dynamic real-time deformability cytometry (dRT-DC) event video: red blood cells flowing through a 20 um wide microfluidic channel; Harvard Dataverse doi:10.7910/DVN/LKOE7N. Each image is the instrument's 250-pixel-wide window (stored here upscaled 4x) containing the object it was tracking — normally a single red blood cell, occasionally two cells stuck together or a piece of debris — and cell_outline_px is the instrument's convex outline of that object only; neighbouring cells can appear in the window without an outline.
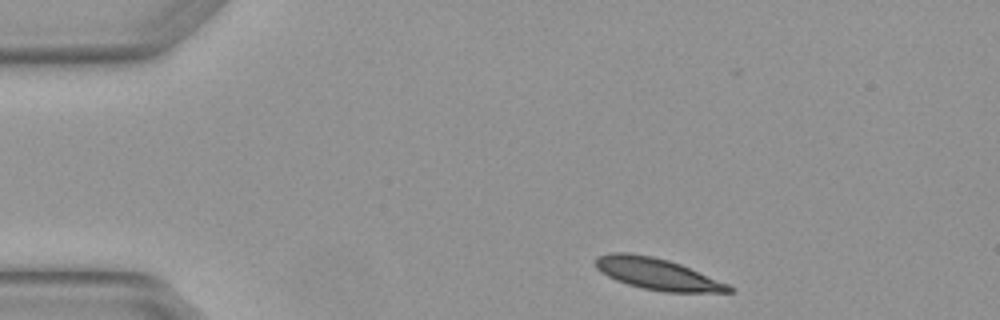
{"species": "Egyptian fruit bat (a non-hibernating species)", "species_latin": "Rousettus aegyptiacus", "temperature_condition": "warm", "stored_images_in_passage": 4, "camera_frame_rate_fps": 3000, "um_per_image_px": 0.085, "animal": {"sex": "female"}, "frame": {"image": 1, "passage_image": 1, "time_ms": 0.0, "image_size_px": [1000, 320], "cell_outline_px": [[736, 292], [664, 292], [644, 288], [628, 284], [616, 280], [600, 272], [596, 268], [592, 260], [596, 256], [608, 252], [628, 252], [652, 256], [668, 260], [680, 264], [728, 284], [736, 288]], "centroid_in_image_um": [55.82, 23.27], "position_along_channel_um": 29.2, "area_um2": 24.62}}
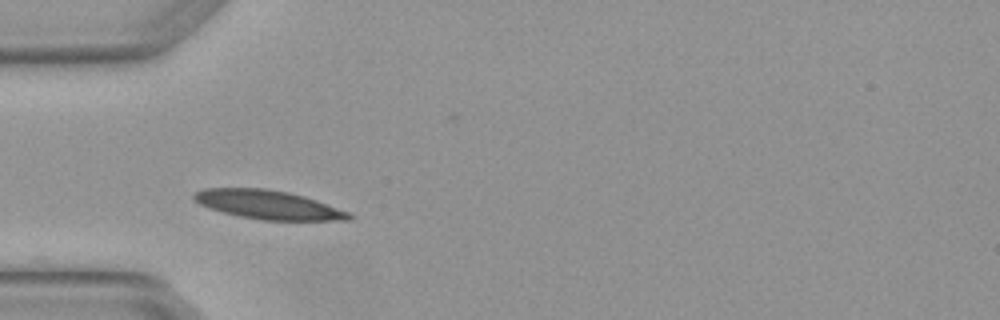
{"frame": {"image": 2, "passage_image": 3, "time_ms": 0.667, "image_size_px": [1000, 320], "cell_outline_px": [[352, 220], [260, 220], [240, 216], [208, 208], [192, 200], [192, 196], [196, 192], [204, 188], [264, 188], [288, 192], [304, 196], [316, 200], [348, 212], [352, 216]], "centroid_in_image_um": [22.75, 17.4], "position_along_channel_um": 62.2, "area_um2": 25.89}}
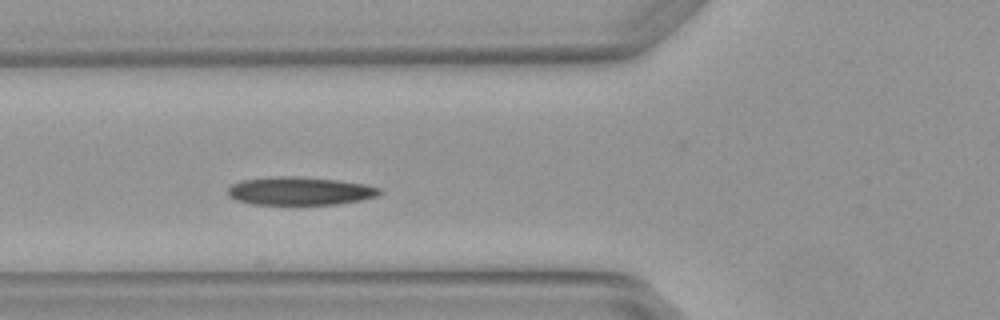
{"frame": {"image": 3, "passage_image": 4, "time_ms": 1.0, "image_size_px": [1000, 320], "cell_outline_px": [[384, 192], [380, 196], [360, 200], [336, 204], [252, 204], [236, 200], [228, 196], [228, 188], [232, 184], [240, 180], [280, 176], [296, 176], [336, 180], [364, 184], [380, 188]], "centroid_in_image_um": [25.5, 16.23], "position_along_channel_um": 100.3, "area_um2": 24.91}}